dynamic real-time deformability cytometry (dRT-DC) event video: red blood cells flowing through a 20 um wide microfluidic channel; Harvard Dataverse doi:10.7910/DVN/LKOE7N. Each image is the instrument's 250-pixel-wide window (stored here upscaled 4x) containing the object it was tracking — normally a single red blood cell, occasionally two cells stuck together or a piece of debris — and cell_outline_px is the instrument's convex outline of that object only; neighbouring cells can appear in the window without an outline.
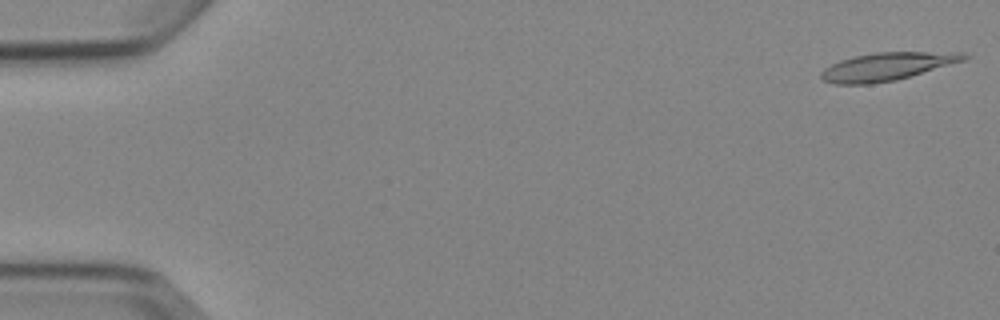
{"species": "Egyptian fruit bat (a non-hibernating species)", "species_latin": "Rousettus aegyptiacus", "temperature_condition": "cold", "stored_images_in_passage": 5, "camera_frame_rate_fps": 3000, "um_per_image_px": 0.085, "animal": {"sex": "female"}, "frame": {"image": 1, "passage_image": 1, "time_ms": 0.0, "image_size_px": [1000, 320], "cell_outline_px": [[972, 56], [964, 60], [896, 80], [872, 84], [836, 84], [824, 80], [820, 76], [820, 72], [824, 68], [840, 60], [856, 56], [876, 52], [964, 52]], "centroid_in_image_um": [75.4, 5.65], "position_along_channel_um": 9.6, "area_um2": 23.06}}